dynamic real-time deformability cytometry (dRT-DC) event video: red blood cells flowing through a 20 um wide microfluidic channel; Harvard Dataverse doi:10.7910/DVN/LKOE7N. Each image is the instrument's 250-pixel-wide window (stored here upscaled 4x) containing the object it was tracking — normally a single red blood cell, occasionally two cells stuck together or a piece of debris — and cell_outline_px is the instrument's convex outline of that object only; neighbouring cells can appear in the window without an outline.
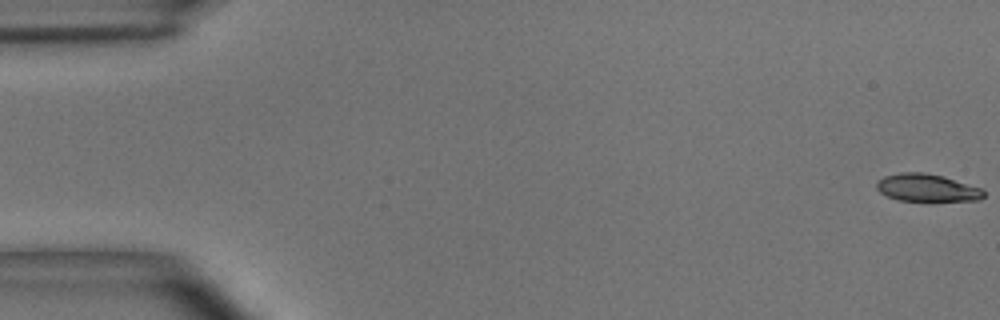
{"species": "common noctule bat (a hibernating species)", "species_latin": "Nyctalus noctula", "temperature_condition": "room temperature", "stored_images_in_passage": 55, "camera_frame_rate_fps": 3000, "um_per_image_px": 0.085, "animal": {"sex": "male", "body_mass_g": 15.6}, "frame": {"image": 1, "passage_image": 1, "time_ms": 0.0, "image_size_px": [1000, 320], "cell_outline_px": [[984, 196], [980, 200], [896, 200], [880, 192], [876, 188], [876, 180], [884, 176], [900, 172], [924, 172], [944, 176], [980, 188], [984, 192]], "centroid_in_image_um": [78.74, 15.94], "position_along_channel_um": 6.3, "area_um2": 17.05}}
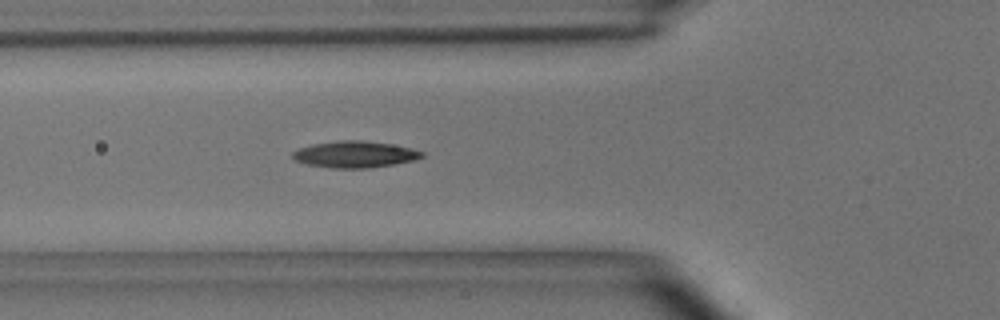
{"frame": {"image": 2, "passage_image": 20, "time_ms": 6.333, "image_size_px": [1000, 320], "cell_outline_px": [[424, 156], [416, 160], [368, 168], [332, 168], [304, 164], [296, 160], [292, 156], [292, 152], [300, 148], [312, 144], [340, 140], [364, 140], [392, 144], [412, 148], [424, 152]], "centroid_in_image_um": [30.17, 13.11], "position_along_channel_um": 95.6, "area_um2": 20.06}}
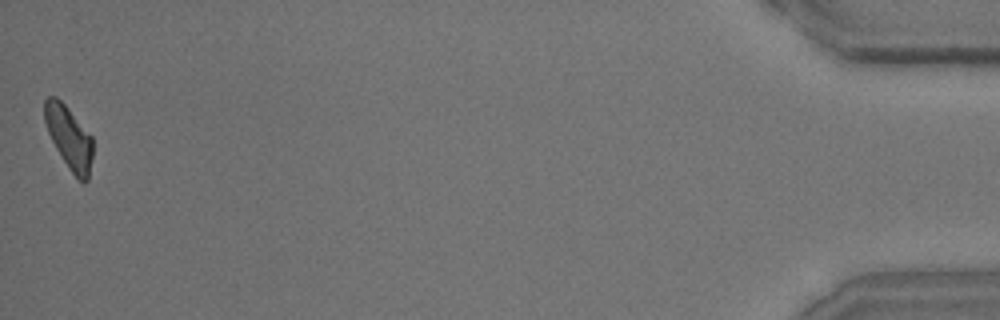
{"frame": {"image": 3, "passage_image": 55, "time_ms": 18.0, "image_size_px": [1000, 320], "cell_outline_px": [[92, 156], [88, 180], [84, 184], [68, 168], [56, 148], [48, 132], [44, 120], [44, 100], [48, 96], [56, 96], [68, 108], [92, 136]], "centroid_in_image_um": [5.86, 11.68], "position_along_channel_um": 429.3, "area_um2": 17.51}, "authors_computed_cell_mechanics": {"area_um2": 18.2648, "velocity_mm_per_s": 3.6458, "shape_relaxation_time_tau1_ms": 4.1695, "shape_relaxation_time_tau2_ms": 2.9667, "deformation_change_tau1": 0.1381, "deformation_change_tau2": 0.0943}}